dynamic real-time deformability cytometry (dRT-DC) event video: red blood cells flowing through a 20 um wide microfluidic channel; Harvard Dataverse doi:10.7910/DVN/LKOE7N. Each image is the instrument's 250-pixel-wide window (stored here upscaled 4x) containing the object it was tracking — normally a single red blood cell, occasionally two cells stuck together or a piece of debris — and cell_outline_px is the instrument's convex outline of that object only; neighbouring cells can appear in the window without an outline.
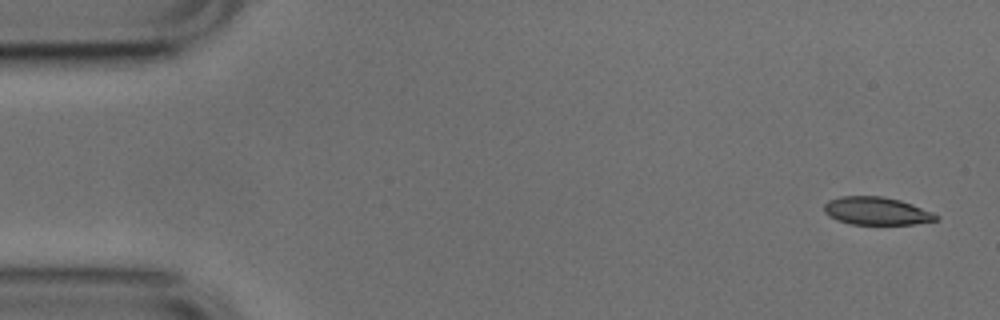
{"species": "common noctule bat (a hibernating species)", "species_latin": "Nyctalus noctula", "temperature_condition": "cold", "stored_images_in_passage": 5, "camera_frame_rate_fps": 3000, "um_per_image_px": 0.085, "animal": {"sex": "male", "body_mass_g": 17.9, "forearm_length_mm": 54.2}, "frame": {"image": 1, "passage_image": 1, "time_ms": 0.0, "image_size_px": [1000, 320], "cell_outline_px": [[940, 216], [936, 220], [912, 224], [852, 224], [836, 220], [828, 216], [824, 212], [824, 204], [828, 200], [840, 196], [880, 196], [900, 200], [912, 204], [932, 212]], "centroid_in_image_um": [74.46, 17.93], "position_along_channel_um": 10.5, "area_um2": 18.15}}